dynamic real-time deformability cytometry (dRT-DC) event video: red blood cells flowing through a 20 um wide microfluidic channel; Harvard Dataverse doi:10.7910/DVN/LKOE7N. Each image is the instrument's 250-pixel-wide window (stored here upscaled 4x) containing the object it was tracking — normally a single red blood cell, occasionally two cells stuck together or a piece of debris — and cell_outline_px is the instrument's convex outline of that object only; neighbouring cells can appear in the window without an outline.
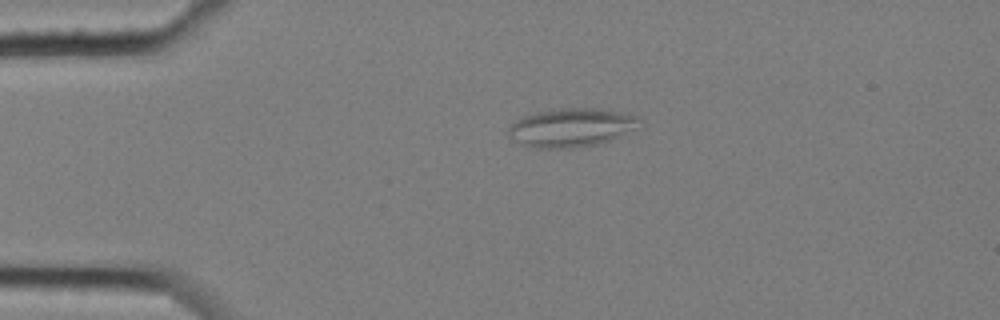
{"species": "common noctule bat (a hibernating species)", "species_latin": "Nyctalus noctula", "temperature_condition": "cold", "stored_images_in_passage": 2, "camera_frame_rate_fps": 3000, "um_per_image_px": 0.085, "animal": {"sex": "female", "body_mass_g": 25.1}, "frame": {"image": 1, "passage_image": 1, "time_ms": 0.0, "image_size_px": [1000, 320], "cell_outline_px": [[636, 120], [616, 136], [600, 144], [576, 148], [532, 148], [520, 144], [508, 136], [504, 132], [516, 120], [524, 116], [536, 112], [552, 108], [592, 108], [620, 112], [636, 116]], "centroid_in_image_um": [48.33, 10.85], "position_along_channel_um": 36.7, "area_um2": 28.73}}